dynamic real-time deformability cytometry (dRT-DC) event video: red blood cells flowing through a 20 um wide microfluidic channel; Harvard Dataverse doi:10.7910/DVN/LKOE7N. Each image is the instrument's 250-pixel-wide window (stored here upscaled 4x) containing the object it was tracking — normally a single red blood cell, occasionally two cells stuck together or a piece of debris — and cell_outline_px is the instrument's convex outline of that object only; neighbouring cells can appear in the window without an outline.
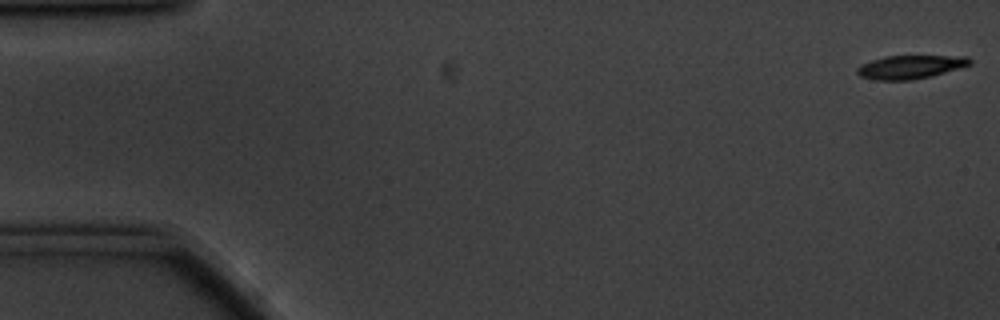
{"species": "common noctule bat (a hibernating species)", "species_latin": "Nyctalus noctula", "temperature_condition": "cold", "stored_images_in_passage": 58, "camera_frame_rate_fps": 3000, "um_per_image_px": 0.085, "animal": {"sex": "male", "body_mass_g": 20.1, "forearm_length_mm": 53.5}, "frame": {"image": 1, "passage_image": 1, "time_ms": 0.0, "image_size_px": [1000, 320], "cell_outline_px": [[972, 64], [932, 76], [908, 80], [876, 80], [860, 76], [856, 72], [856, 68], [860, 64], [884, 56], [968, 56], [972, 60]], "centroid_in_image_um": [77.37, 5.69], "position_along_channel_um": 7.6, "area_um2": 15.43}}
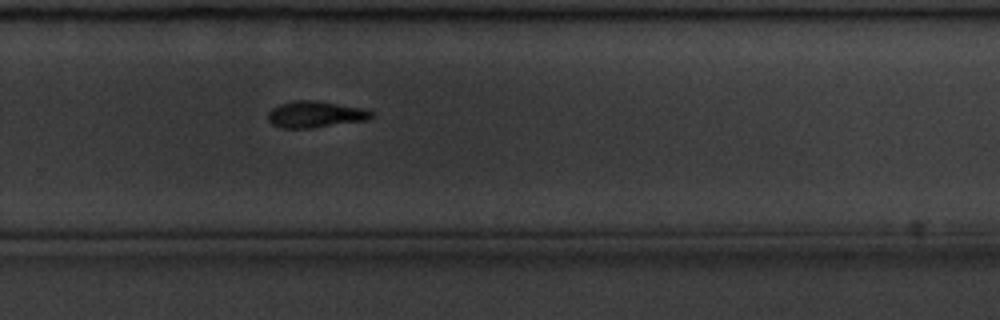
{"frame": {"image": 2, "passage_image": 38, "time_ms": 12.333, "image_size_px": [1000, 320], "cell_outline_px": [[376, 116], [368, 120], [312, 128], [280, 128], [272, 124], [268, 120], [268, 112], [272, 108], [280, 104], [296, 100], [316, 100], [364, 108], [376, 112]], "centroid_in_image_um": [26.86, 9.72], "position_along_channel_um": 302.9, "area_um2": 16.24}}
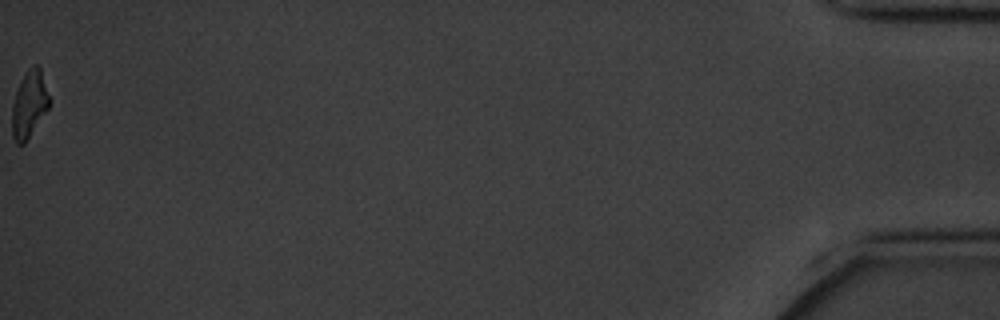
{"frame": {"image": 3, "passage_image": 58, "time_ms": 19.0, "image_size_px": [1000, 320], "cell_outline_px": [[52, 100], [48, 108], [24, 144], [16, 144], [12, 136], [12, 108], [16, 92], [28, 68], [36, 64], [40, 68]], "centroid_in_image_um": [2.51, 8.87], "position_along_channel_um": 432.7, "area_um2": 14.39}, "authors_computed_cell_mechanics": {"area_um2": 16.1262, "velocity_mm_per_s": 3.4583, "shape_relaxation_time_tau1_ms": 2.481, "shape_relaxation_time_tau2_ms": null, "deformation_change_tau1": 0.1391, "deformation_change_tau2": null}}